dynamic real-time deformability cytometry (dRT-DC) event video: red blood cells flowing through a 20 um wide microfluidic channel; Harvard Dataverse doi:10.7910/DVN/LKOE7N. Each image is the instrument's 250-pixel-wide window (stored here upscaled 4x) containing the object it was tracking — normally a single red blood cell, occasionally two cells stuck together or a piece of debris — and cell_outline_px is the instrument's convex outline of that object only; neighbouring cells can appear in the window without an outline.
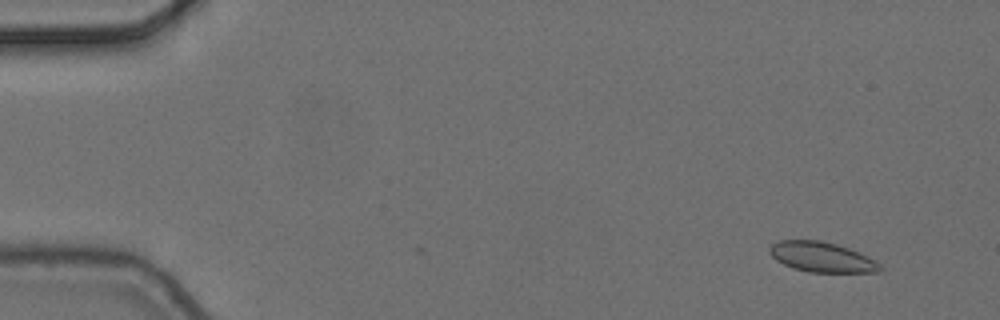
{"species": "common noctule bat (a hibernating species)", "species_latin": "Nyctalus noctula", "temperature_condition": "cold", "stored_images_in_passage": 2, "camera_frame_rate_fps": 3000, "um_per_image_px": 0.085, "animal": {"sex": "female", "body_mass_g": 24.6, "forearm_length_mm": 56.2}, "frame": {"image": 1, "passage_image": 2, "time_ms": 0.333, "image_size_px": [1000, 320], "cell_outline_px": [[884, 268], [880, 272], [808, 272], [792, 268], [776, 260], [768, 252], [768, 248], [772, 244], [780, 240], [820, 240], [836, 244], [848, 248], [880, 264]], "centroid_in_image_um": [69.8, 21.85], "position_along_channel_um": 15.2, "area_um2": 19.19}}